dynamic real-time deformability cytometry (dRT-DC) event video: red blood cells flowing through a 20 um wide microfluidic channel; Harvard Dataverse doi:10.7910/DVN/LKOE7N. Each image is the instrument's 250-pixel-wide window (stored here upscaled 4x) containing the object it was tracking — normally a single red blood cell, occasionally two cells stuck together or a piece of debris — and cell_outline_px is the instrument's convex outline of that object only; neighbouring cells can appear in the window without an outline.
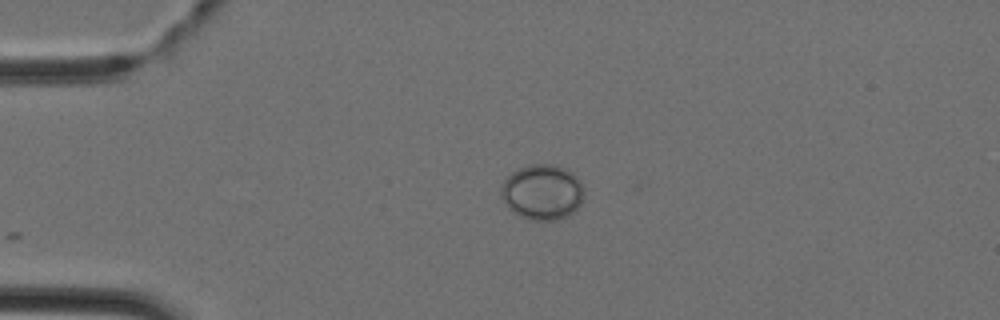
{"species": "Egyptian fruit bat (a non-hibernating species)", "species_latin": "Rousettus aegyptiacus", "temperature_condition": "cold", "stored_images_in_passage": 26, "camera_frame_rate_fps": 3000, "um_per_image_px": 0.085, "animal": {"sex": "female"}, "frame": {"image": 1, "passage_image": 1, "time_ms": 0.0, "image_size_px": [1000, 320], "cell_outline_px": [[584, 200], [568, 216], [560, 220], [532, 220], [520, 216], [512, 212], [508, 208], [500, 196], [500, 184], [516, 168], [528, 164], [556, 164], [568, 168], [580, 180], [584, 188]], "centroid_in_image_um": [46.09, 16.31], "position_along_channel_um": 38.9, "area_um2": 27.46}}
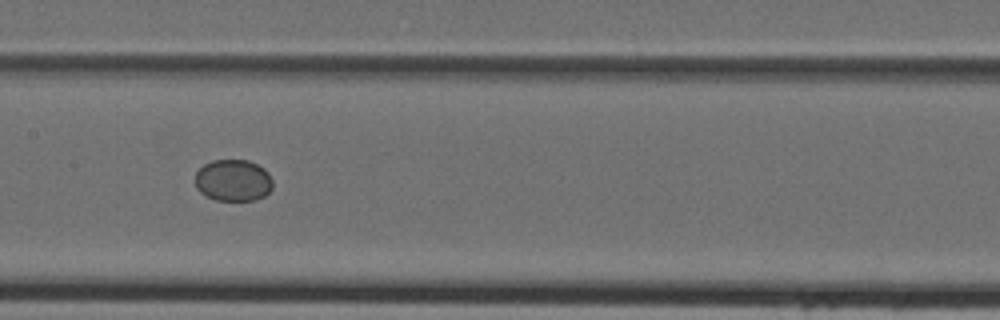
{"frame": {"image": 2, "passage_image": 13, "time_ms": 4.0, "image_size_px": [1000, 320], "cell_outline_px": [[272, 188], [264, 196], [256, 200], [216, 200], [204, 196], [196, 188], [196, 172], [204, 164], [212, 160], [248, 160], [264, 168], [268, 172], [272, 180]], "centroid_in_image_um": [19.81, 15.33], "position_along_channel_um": 187.6, "area_um2": 18.96}}
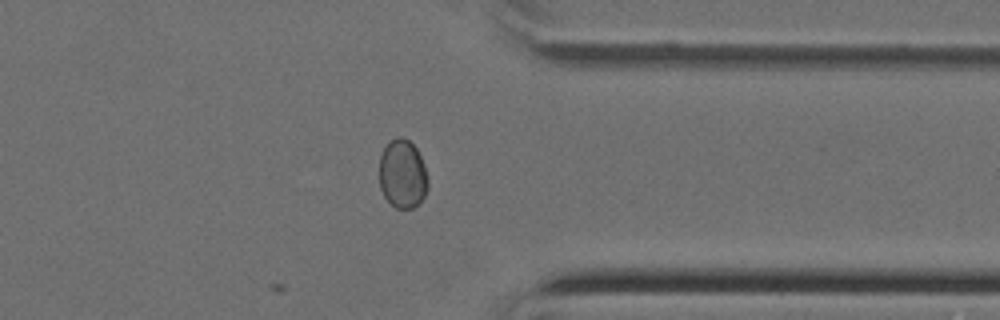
{"frame": {"image": 3, "passage_image": 26, "time_ms": 8.333, "image_size_px": [1000, 320], "cell_outline_px": [[428, 188], [420, 204], [412, 208], [396, 208], [384, 196], [380, 188], [380, 156], [388, 140], [396, 136], [400, 136], [408, 140], [416, 148], [424, 164], [428, 176]], "centroid_in_image_um": [34.23, 14.78], "position_along_channel_um": 377.2, "area_um2": 19.65}}